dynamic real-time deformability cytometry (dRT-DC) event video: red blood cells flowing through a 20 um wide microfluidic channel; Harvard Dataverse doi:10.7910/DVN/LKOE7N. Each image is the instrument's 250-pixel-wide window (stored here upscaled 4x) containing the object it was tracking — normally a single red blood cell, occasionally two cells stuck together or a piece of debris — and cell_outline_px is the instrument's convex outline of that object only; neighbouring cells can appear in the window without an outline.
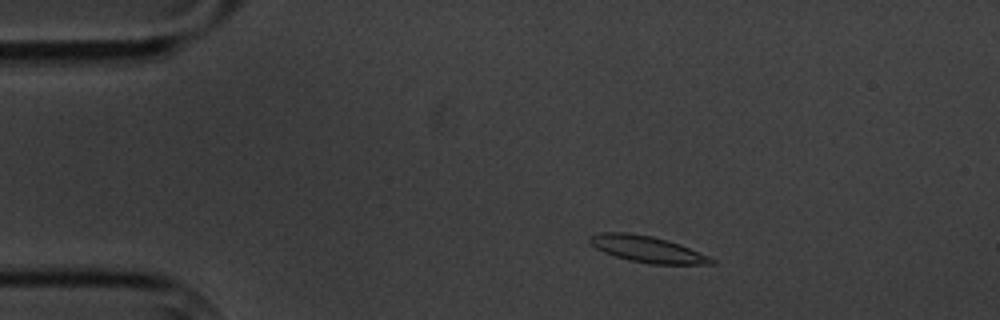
{"species": "common noctule bat (a hibernating species)", "species_latin": "Nyctalus noctula", "temperature_condition": "cold", "stored_images_in_passage": 5, "camera_frame_rate_fps": 3000, "um_per_image_px": 0.085, "animal": {"sex": "male", "body_mass_g": 20.1, "forearm_length_mm": 53.5}, "frame": {"image": 1, "passage_image": 2, "time_ms": 1.333, "image_size_px": [1000, 320], "cell_outline_px": [[716, 264], [652, 264], [628, 260], [604, 252], [596, 248], [588, 240], [588, 236], [600, 232], [628, 232], [652, 236], [668, 240], [680, 244], [708, 256], [716, 260]], "centroid_in_image_um": [55.0, 21.17], "position_along_channel_um": 30.0, "area_um2": 18.67}}
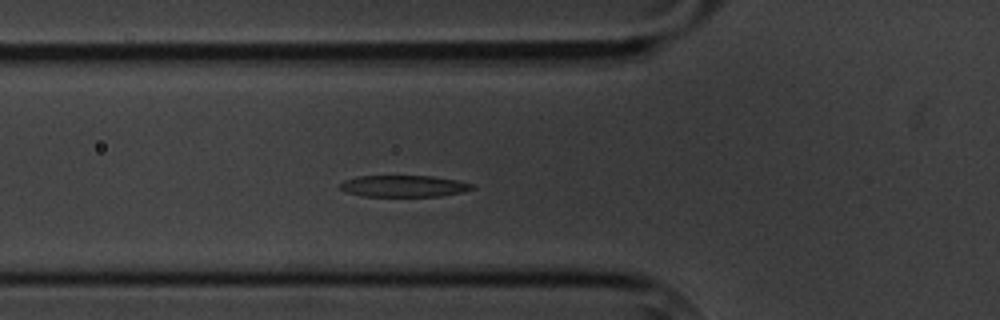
{"frame": {"image": 2, "passage_image": 5, "time_ms": 4.667, "image_size_px": [1000, 320], "cell_outline_px": [[476, 188], [464, 192], [440, 196], [364, 196], [348, 192], [340, 188], [340, 184], [344, 180], [356, 176], [432, 176], [460, 180], [472, 184]], "centroid_in_image_um": [34.38, 15.81], "position_along_channel_um": 91.4, "area_um2": 16.65}}